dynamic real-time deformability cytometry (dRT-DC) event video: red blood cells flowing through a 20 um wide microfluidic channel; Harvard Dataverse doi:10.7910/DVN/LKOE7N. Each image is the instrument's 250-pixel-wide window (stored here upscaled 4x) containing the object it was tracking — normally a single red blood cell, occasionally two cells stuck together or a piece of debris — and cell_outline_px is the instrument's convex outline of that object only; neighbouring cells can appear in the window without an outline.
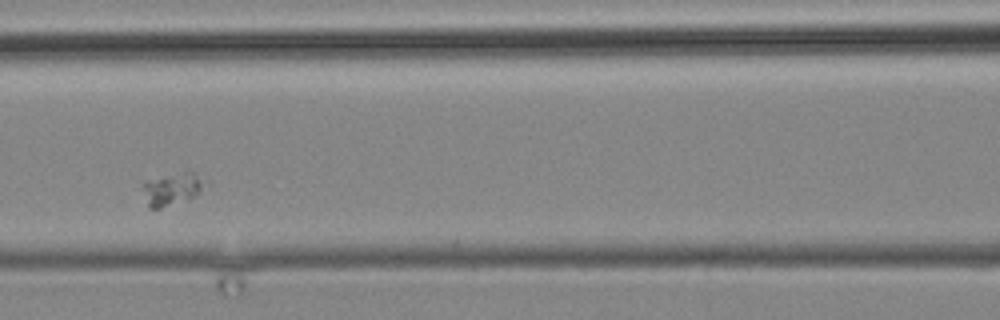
{"species": "common noctule bat (a hibernating species)", "species_latin": "Nyctalus noctula", "temperature_condition": "cold", "stored_images_in_passage": 9, "camera_frame_rate_fps": 3000, "um_per_image_px": 0.085, "animal": {"sex": "male", "body_mass_g": 19.2, "forearm_length_mm": 51.8}, "frame": {"image": 1, "passage_image": 8, "time_ms": 8.0, "image_size_px": [1000, 320], "cell_outline_px": [[204, 184], [200, 192], [192, 196], [160, 208], [148, 208], [140, 188], [144, 180], [188, 168], [196, 172], [204, 180]], "centroid_in_image_um": [14.56, 15.98], "position_along_channel_um": 152.0, "area_um2": 12.2}}
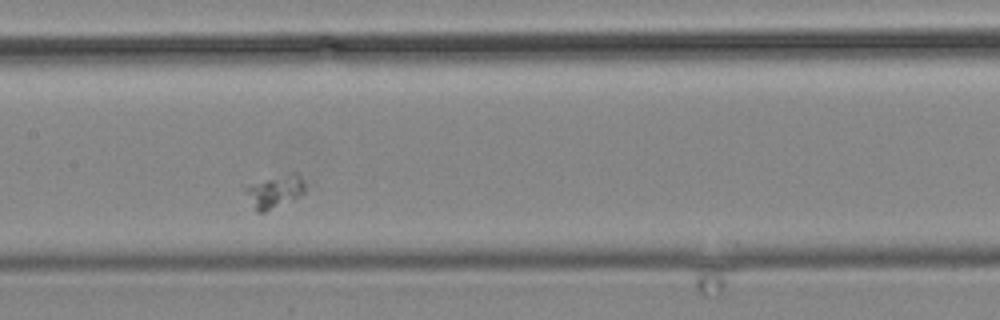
{"frame": {"image": 2, "passage_image": 9, "time_ms": 9.0, "image_size_px": [1000, 320], "cell_outline_px": [[304, 196], [264, 212], [256, 212], [248, 192], [248, 188], [252, 184], [288, 172], [296, 172], [304, 180]], "centroid_in_image_um": [23.49, 16.26], "position_along_channel_um": 183.9, "area_um2": 11.1}}